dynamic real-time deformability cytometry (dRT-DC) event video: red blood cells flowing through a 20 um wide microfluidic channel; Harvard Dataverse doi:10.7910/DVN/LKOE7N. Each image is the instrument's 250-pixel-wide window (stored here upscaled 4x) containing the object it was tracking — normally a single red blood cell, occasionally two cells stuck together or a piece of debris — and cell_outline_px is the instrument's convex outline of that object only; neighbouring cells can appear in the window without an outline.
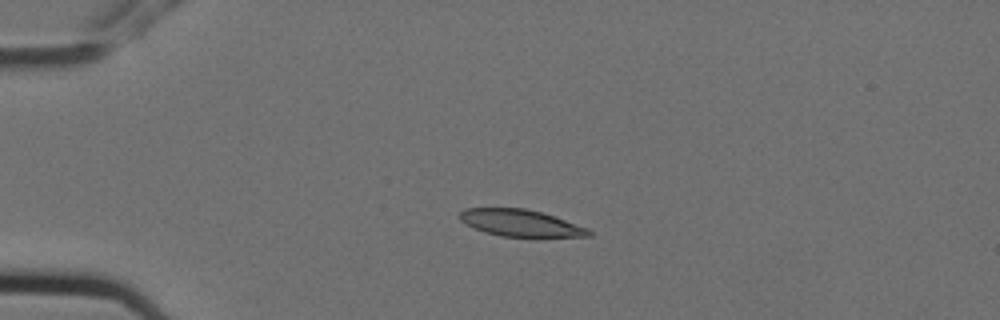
{"species": "Egyptian fruit bat (a non-hibernating species)", "species_latin": "Rousettus aegyptiacus", "temperature_condition": "cold", "stored_images_in_passage": 10, "camera_frame_rate_fps": 3000, "um_per_image_px": 0.085, "animal": {"sex": "female"}, "frame": {"image": 1, "passage_image": 3, "time_ms": 0.667, "image_size_px": [1000, 320], "cell_outline_px": [[592, 236], [540, 240], [500, 236], [484, 232], [460, 220], [460, 212], [464, 208], [524, 208], [540, 212], [588, 228], [592, 232]], "centroid_in_image_um": [44.35, 19.02], "position_along_channel_um": 40.7, "area_um2": 20.98}}
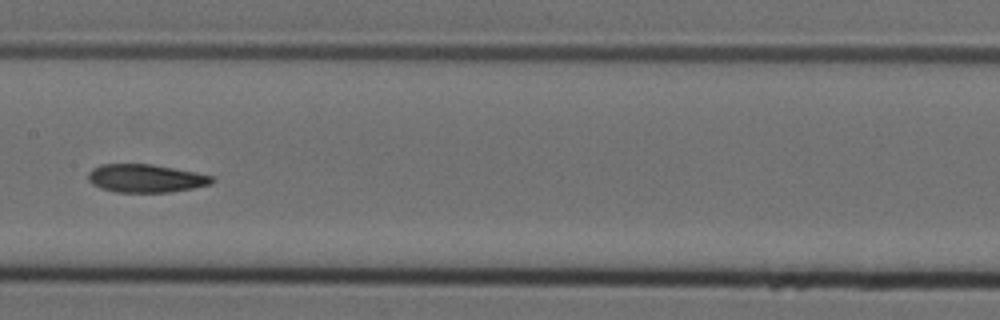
{"frame": {"image": 2, "passage_image": 7, "time_ms": 2.0, "image_size_px": [1000, 320], "cell_outline_px": [[216, 180], [212, 184], [192, 188], [168, 192], [116, 192], [100, 188], [92, 184], [88, 180], [88, 172], [92, 168], [100, 164], [152, 164], [196, 172], [212, 176]], "centroid_in_image_um": [12.38, 15.15], "position_along_channel_um": 195.0, "area_um2": 20.4}}
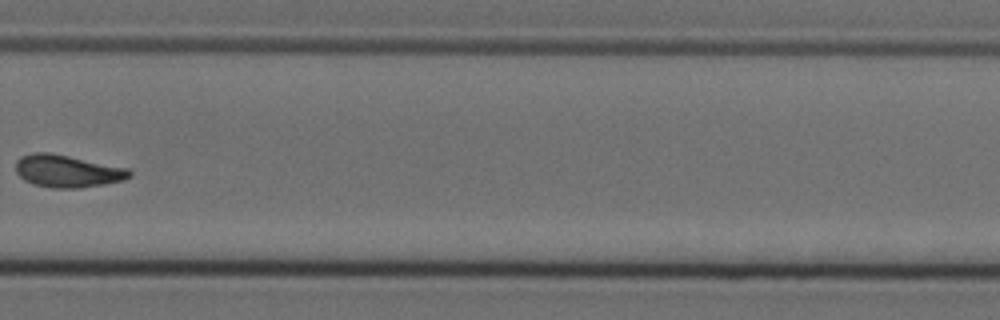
{"frame": {"image": 3, "passage_image": 10, "time_ms": 3.0, "image_size_px": [1000, 320], "cell_outline_px": [[132, 176], [124, 180], [104, 184], [80, 188], [52, 188], [32, 184], [24, 180], [16, 172], [16, 160], [20, 156], [32, 152], [48, 152], [128, 168], [132, 172]], "centroid_in_image_um": [5.71, 14.55], "position_along_channel_um": 324.1, "area_um2": 21.56}}